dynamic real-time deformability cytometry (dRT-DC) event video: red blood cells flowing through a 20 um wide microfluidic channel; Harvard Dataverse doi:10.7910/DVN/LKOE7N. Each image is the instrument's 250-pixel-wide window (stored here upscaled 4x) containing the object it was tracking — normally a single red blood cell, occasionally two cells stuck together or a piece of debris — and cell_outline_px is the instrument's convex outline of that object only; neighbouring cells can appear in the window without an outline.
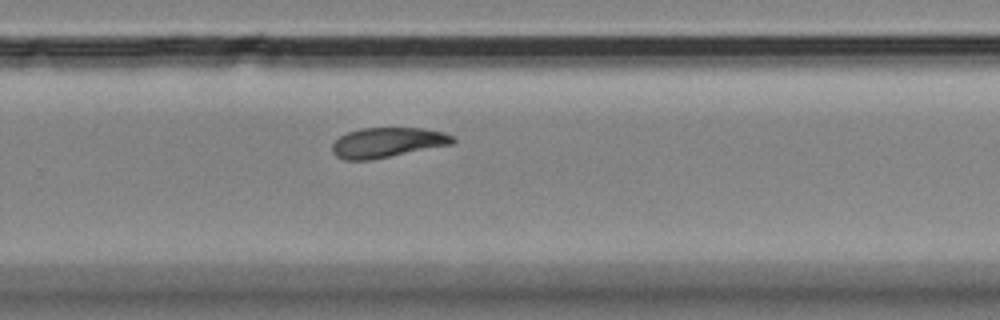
{"species": "Egyptian fruit bat (a non-hibernating species)", "species_latin": "Rousettus aegyptiacus", "temperature_condition": "room temperature", "stored_images_in_passage": 10, "camera_frame_rate_fps": 3000, "um_per_image_px": 0.085, "animal": {"sex": "female"}, "frame": {"image": 1, "passage_image": 10, "time_ms": 11.0, "image_size_px": [1000, 320], "cell_outline_px": [[456, 140], [452, 144], [372, 160], [344, 160], [336, 156], [332, 152], [332, 144], [340, 136], [348, 132], [360, 128], [424, 128], [444, 132], [456, 136]], "centroid_in_image_um": [32.95, 12.11], "position_along_channel_um": 296.9, "area_um2": 21.21}}